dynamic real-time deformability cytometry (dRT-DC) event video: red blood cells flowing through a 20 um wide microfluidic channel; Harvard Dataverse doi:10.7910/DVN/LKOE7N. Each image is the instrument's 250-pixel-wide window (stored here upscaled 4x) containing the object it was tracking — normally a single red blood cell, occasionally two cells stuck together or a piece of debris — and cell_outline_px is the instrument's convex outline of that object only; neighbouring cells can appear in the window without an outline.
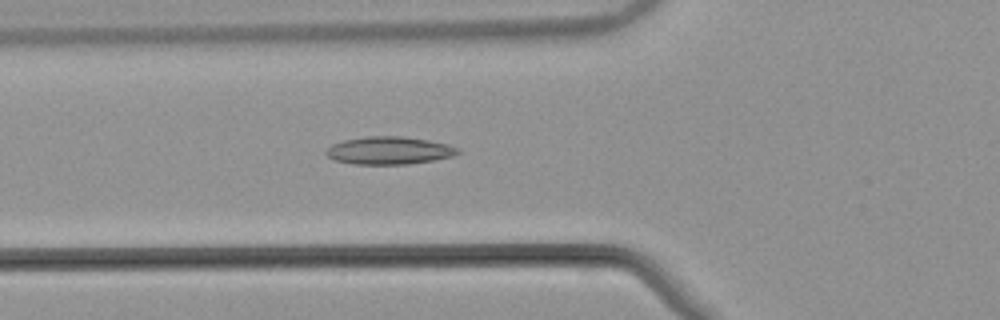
{"species": "common noctule bat (a hibernating species)", "species_latin": "Nyctalus noctula", "temperature_condition": "warm", "stored_images_in_passage": 49, "camera_frame_rate_fps": 3000, "um_per_image_px": 0.085, "animal": {"sex": "male", "body_mass_g": 21.5, "forearm_length_mm": 52.0}, "frame": {"image": 1, "passage_image": 15, "time_ms": 4.667, "image_size_px": [1000, 320], "cell_outline_px": [[460, 152], [452, 156], [432, 160], [408, 164], [352, 164], [332, 160], [324, 152], [332, 144], [344, 140], [368, 136], [404, 136], [428, 140], [448, 144], [460, 148]], "centroid_in_image_um": [33.06, 12.79], "position_along_channel_um": 92.7, "area_um2": 21.33}}
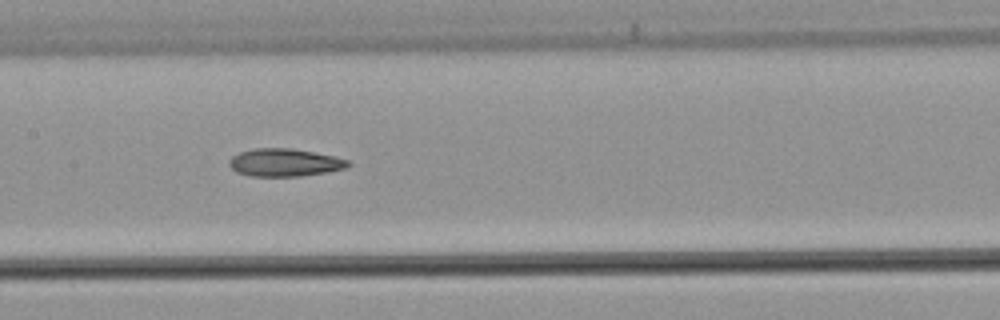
{"frame": {"image": 2, "passage_image": 22, "time_ms": 7.0, "image_size_px": [1000, 320], "cell_outline_px": [[352, 164], [348, 168], [328, 172], [300, 176], [252, 176], [236, 172], [228, 164], [228, 160], [232, 156], [240, 152], [256, 148], [292, 148], [332, 156], [348, 160]], "centroid_in_image_um": [24.2, 13.82], "position_along_channel_um": 183.2, "area_um2": 19.25}}
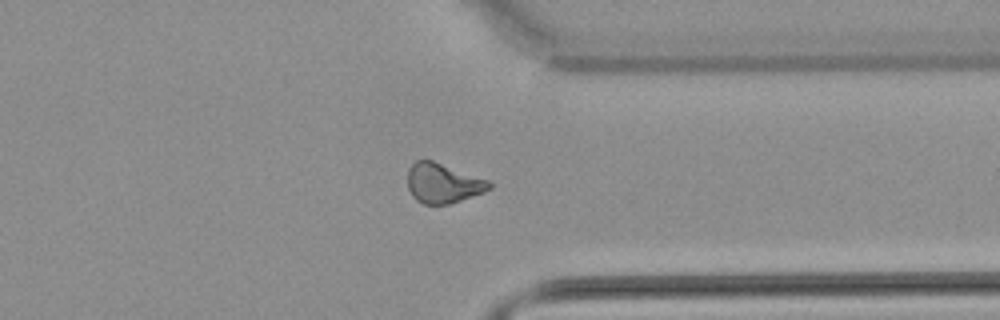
{"frame": {"image": 3, "passage_image": 37, "time_ms": 12.0, "image_size_px": [1000, 320], "cell_outline_px": [[492, 188], [484, 192], [448, 204], [424, 204], [416, 200], [412, 196], [408, 188], [408, 168], [416, 160], [432, 160], [488, 180], [492, 184]], "centroid_in_image_um": [37.63, 15.57], "position_along_channel_um": 373.8, "area_um2": 18.79}, "authors_computed_cell_mechanics": {"area_um2": 19.2474, "velocity_mm_per_s": 3.8617, "shape_relaxation_time_tau1_ms": null, "shape_relaxation_time_tau2_ms": 7.2179, "deformation_change_tau1": null, "deformation_change_tau2": 0.1643}}